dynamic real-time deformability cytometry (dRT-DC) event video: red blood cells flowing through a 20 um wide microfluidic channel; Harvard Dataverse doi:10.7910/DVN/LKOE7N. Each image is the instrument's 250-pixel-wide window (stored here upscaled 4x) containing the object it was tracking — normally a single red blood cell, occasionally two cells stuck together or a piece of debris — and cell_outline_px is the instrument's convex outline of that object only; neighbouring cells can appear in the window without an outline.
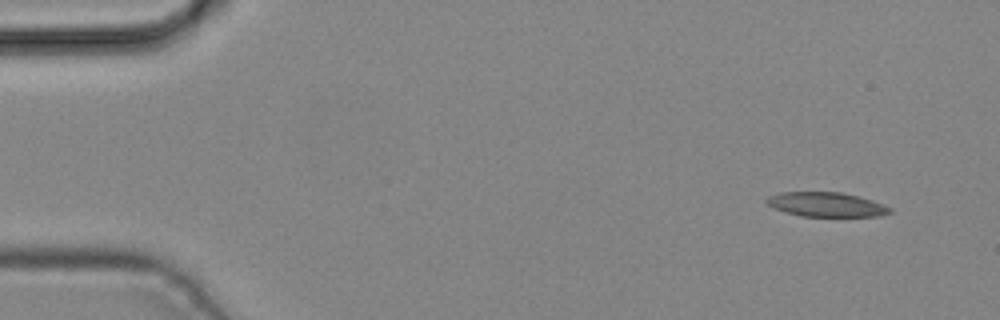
{"species": "common noctule bat (a hibernating species)", "species_latin": "Nyctalus noctula", "temperature_condition": "cold", "stored_images_in_passage": 5, "camera_frame_rate_fps": 3000, "um_per_image_px": 0.085, "animal": {"sex": "male", "body_mass_g": 19.2, "forearm_length_mm": 51.8}, "frame": {"image": 1, "passage_image": 1, "time_ms": 0.0, "image_size_px": [1000, 320], "cell_outline_px": [[892, 212], [880, 216], [800, 216], [784, 212], [768, 204], [764, 200], [768, 196], [780, 192], [840, 192], [872, 200], [884, 204], [892, 208]], "centroid_in_image_um": [70.24, 17.38], "position_along_channel_um": 14.8, "area_um2": 17.51}}
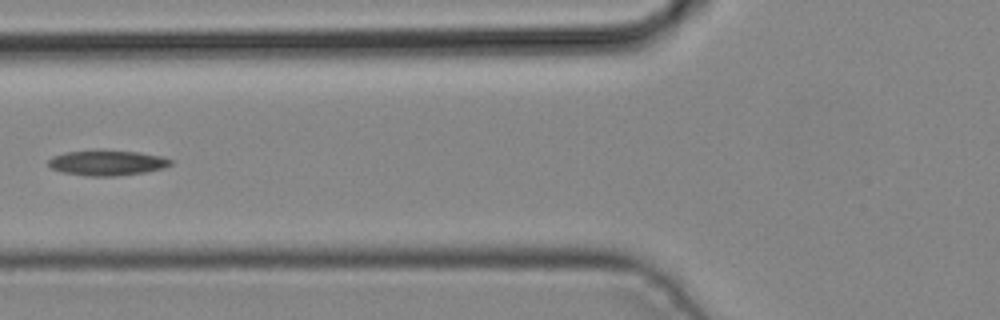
{"frame": {"image": 2, "passage_image": 5, "time_ms": 1.333, "image_size_px": [1000, 320], "cell_outline_px": [[172, 164], [164, 168], [144, 172], [116, 176], [88, 176], [60, 172], [52, 168], [48, 164], [48, 160], [52, 156], [64, 152], [140, 152], [164, 156], [172, 160]], "centroid_in_image_um": [9.13, 13.87], "position_along_channel_um": 116.7, "area_um2": 17.57}}